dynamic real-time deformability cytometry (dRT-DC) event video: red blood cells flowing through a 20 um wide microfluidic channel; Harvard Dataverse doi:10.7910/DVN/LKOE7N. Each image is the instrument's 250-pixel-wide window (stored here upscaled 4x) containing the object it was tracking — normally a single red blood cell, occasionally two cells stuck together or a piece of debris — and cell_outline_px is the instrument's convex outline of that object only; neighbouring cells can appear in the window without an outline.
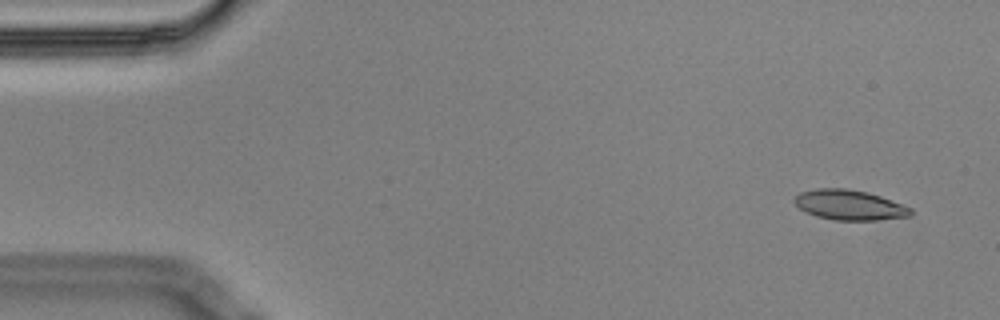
{"species": "Egyptian fruit bat (a non-hibernating species)", "species_latin": "Rousettus aegyptiacus", "temperature_condition": "cold", "stored_images_in_passage": 6, "camera_frame_rate_fps": 3000, "um_per_image_px": 0.085, "animal": {"sex": "male"}, "frame": {"image": 1, "passage_image": 2, "time_ms": 0.333, "image_size_px": [1000, 320], "cell_outline_px": [[912, 216], [876, 220], [836, 220], [816, 216], [800, 208], [792, 200], [800, 192], [816, 188], [848, 188], [868, 192], [880, 196], [912, 208]], "centroid_in_image_um": [72.21, 17.41], "position_along_channel_um": 12.8, "area_um2": 20.35}}
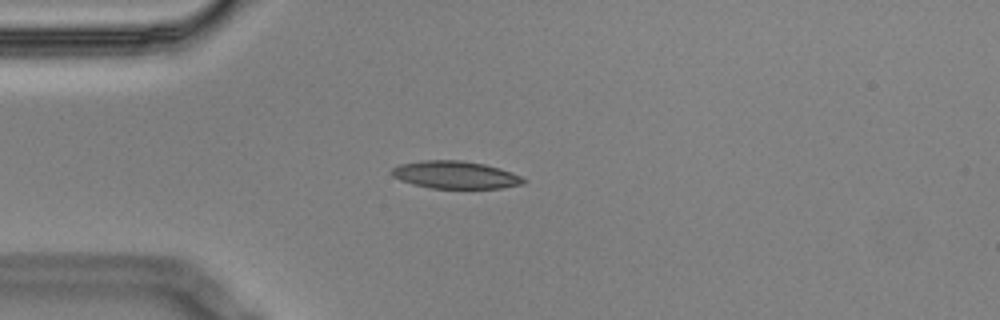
{"frame": {"image": 2, "passage_image": 5, "time_ms": 1.333, "image_size_px": [1000, 320], "cell_outline_px": [[528, 180], [524, 184], [500, 188], [432, 188], [412, 184], [400, 180], [392, 176], [392, 168], [400, 164], [420, 160], [460, 160], [484, 164], [500, 168], [512, 172]], "centroid_in_image_um": [38.71, 14.86], "position_along_channel_um": 46.3, "area_um2": 21.21}}